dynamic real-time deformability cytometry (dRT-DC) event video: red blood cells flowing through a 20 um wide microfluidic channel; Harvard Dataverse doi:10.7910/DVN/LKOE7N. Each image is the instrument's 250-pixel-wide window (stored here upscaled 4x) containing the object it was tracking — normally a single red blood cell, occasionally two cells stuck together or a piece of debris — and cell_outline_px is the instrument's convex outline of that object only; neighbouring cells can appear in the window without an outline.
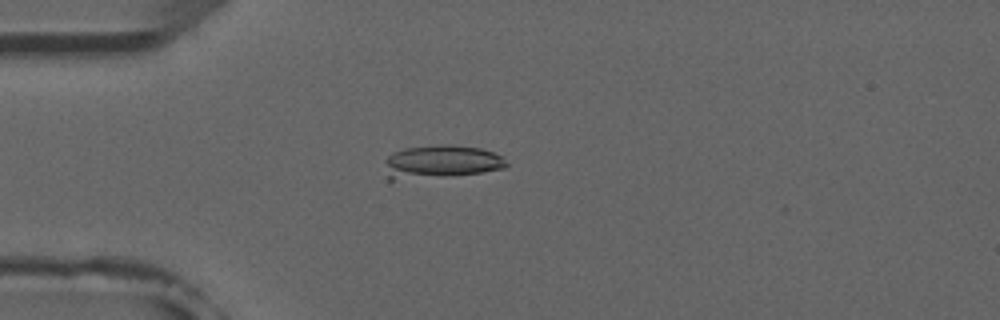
{"species": "common noctule bat (a hibernating species)", "species_latin": "Nyctalus noctula", "temperature_condition": "room temperature", "stored_images_in_passage": 4, "camera_frame_rate_fps": 3000, "um_per_image_px": 0.085, "animal": {"sex": "male", "forearm_length_mm": 52.5}, "frame": {"image": 1, "passage_image": 4, "time_ms": 3.333, "image_size_px": [1000, 320], "cell_outline_px": [[508, 164], [504, 168], [480, 172], [452, 176], [392, 180], [388, 180], [384, 160], [392, 152], [404, 148], [440, 144], [452, 144], [480, 148], [492, 152], [500, 156]], "centroid_in_image_um": [37.42, 13.74], "position_along_channel_um": 47.6, "area_um2": 23.58}}